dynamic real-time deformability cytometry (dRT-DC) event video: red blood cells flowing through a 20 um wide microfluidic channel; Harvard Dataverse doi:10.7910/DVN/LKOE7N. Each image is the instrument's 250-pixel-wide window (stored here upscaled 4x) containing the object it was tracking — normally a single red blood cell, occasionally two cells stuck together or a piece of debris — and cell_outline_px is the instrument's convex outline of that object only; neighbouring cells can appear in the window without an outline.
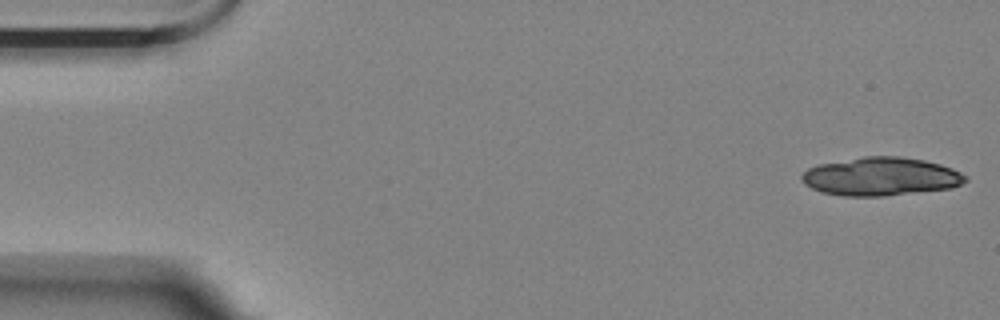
{"species": "Egyptian fruit bat (a non-hibernating species)", "species_latin": "Rousettus aegyptiacus", "temperature_condition": "room temperature", "stored_images_in_passage": 5, "camera_frame_rate_fps": 3000, "um_per_image_px": 0.085, "animal": {"sex": "female"}, "frame": {"image": 1, "passage_image": 1, "time_ms": 0.0, "image_size_px": [1000, 320], "cell_outline_px": [[968, 180], [952, 188], [884, 196], [844, 196], [820, 192], [804, 184], [800, 180], [800, 176], [808, 168], [820, 164], [864, 156], [900, 156], [924, 160], [940, 164], [952, 168], [968, 176]], "centroid_in_image_um": [74.87, 15.01], "position_along_channel_um": 10.1, "area_um2": 36.7}}